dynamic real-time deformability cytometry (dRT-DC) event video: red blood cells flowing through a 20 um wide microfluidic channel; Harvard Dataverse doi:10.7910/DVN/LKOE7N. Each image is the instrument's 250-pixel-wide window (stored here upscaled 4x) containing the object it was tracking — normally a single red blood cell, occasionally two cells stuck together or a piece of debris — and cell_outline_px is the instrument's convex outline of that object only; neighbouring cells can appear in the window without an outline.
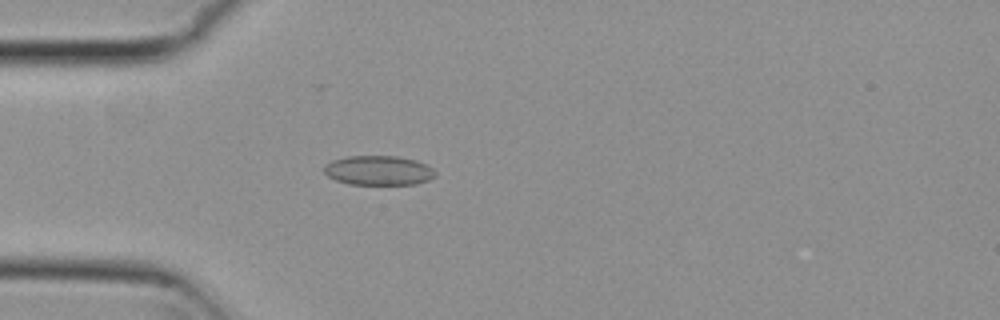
{"species": "common noctule bat (a hibernating species)", "species_latin": "Nyctalus noctula", "temperature_condition": "cold", "stored_images_in_passage": 41, "camera_frame_rate_fps": 3000, "um_per_image_px": 0.085, "animal": {"sex": "female", "body_mass_g": 29.2, "forearm_length_mm": 56.3}, "frame": {"image": 1, "passage_image": 2, "time_ms": 0.333, "image_size_px": [1000, 320], "cell_outline_px": [[436, 176], [428, 180], [416, 184], [348, 184], [336, 180], [328, 176], [324, 172], [324, 164], [332, 160], [348, 156], [396, 156], [416, 160], [432, 168], [436, 172]], "centroid_in_image_um": [32.16, 14.48], "position_along_channel_um": 52.8, "area_um2": 19.13}}
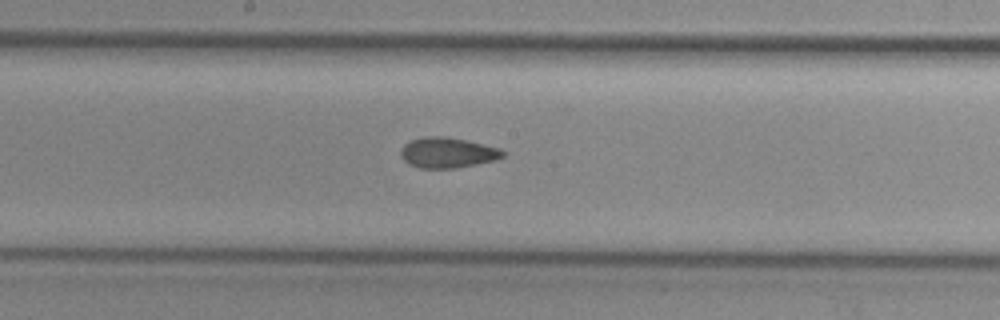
{"frame": {"image": 2, "passage_image": 15, "time_ms": 4.667, "image_size_px": [1000, 320], "cell_outline_px": [[504, 156], [496, 160], [456, 168], [420, 168], [408, 164], [404, 160], [400, 152], [400, 148], [404, 144], [412, 140], [424, 136], [444, 136], [464, 140], [500, 148], [504, 152]], "centroid_in_image_um": [38.02, 12.98], "position_along_channel_um": 210.2, "area_um2": 18.03}}
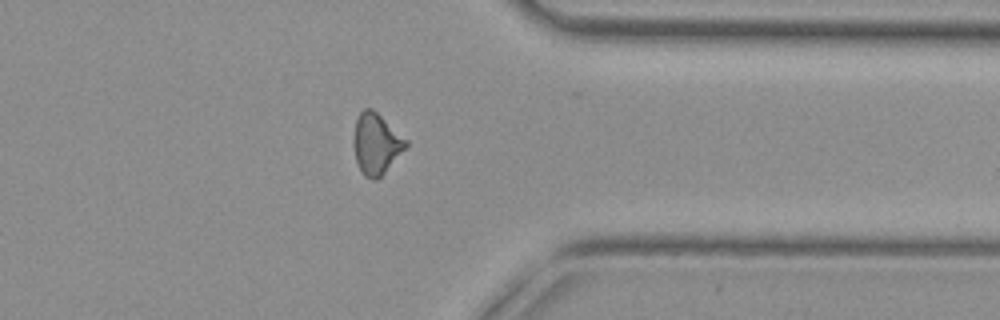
{"frame": {"image": 3, "passage_image": 29, "time_ms": 9.333, "image_size_px": [1000, 320], "cell_outline_px": [[408, 144], [384, 172], [376, 180], [372, 180], [364, 176], [356, 160], [352, 144], [352, 140], [356, 120], [360, 112], [364, 108], [372, 108], [408, 140]], "centroid_in_image_um": [31.94, 12.2], "position_along_channel_um": 379.5, "area_um2": 18.38}, "authors_computed_cell_mechanics": {"area_um2": 18.0336, "velocity_mm_per_s": 3.806, "shape_relaxation_time_tau1_ms": null, "shape_relaxation_time_tau2_ms": 2.9257, "deformation_change_tau1": null, "deformation_change_tau2": 0.0909}}